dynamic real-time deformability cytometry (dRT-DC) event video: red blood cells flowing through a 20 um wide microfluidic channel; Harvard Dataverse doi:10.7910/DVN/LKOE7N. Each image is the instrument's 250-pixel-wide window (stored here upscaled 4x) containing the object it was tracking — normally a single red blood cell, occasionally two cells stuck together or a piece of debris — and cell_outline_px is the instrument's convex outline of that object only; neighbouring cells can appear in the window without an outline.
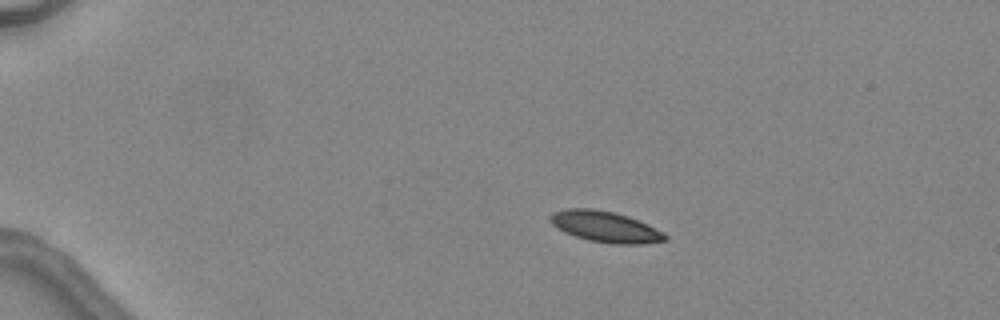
{"species": "common noctule bat (a hibernating species)", "species_latin": "Nyctalus noctula", "temperature_condition": "warm", "stored_images_in_passage": 4, "camera_frame_rate_fps": 3000, "um_per_image_px": 0.085, "animal": {"sex": "female", "body_mass_g": 24.6, "forearm_length_mm": 56.2}, "frame": {"image": 1, "passage_image": 1, "time_ms": 0.0, "image_size_px": [1000, 320], "cell_outline_px": [[668, 240], [640, 244], [612, 244], [588, 240], [564, 232], [552, 224], [548, 216], [552, 212], [564, 208], [592, 208], [616, 212], [628, 216], [648, 224], [664, 232], [668, 236]], "centroid_in_image_um": [51.45, 19.26], "position_along_channel_um": 33.6, "area_um2": 20.98}}